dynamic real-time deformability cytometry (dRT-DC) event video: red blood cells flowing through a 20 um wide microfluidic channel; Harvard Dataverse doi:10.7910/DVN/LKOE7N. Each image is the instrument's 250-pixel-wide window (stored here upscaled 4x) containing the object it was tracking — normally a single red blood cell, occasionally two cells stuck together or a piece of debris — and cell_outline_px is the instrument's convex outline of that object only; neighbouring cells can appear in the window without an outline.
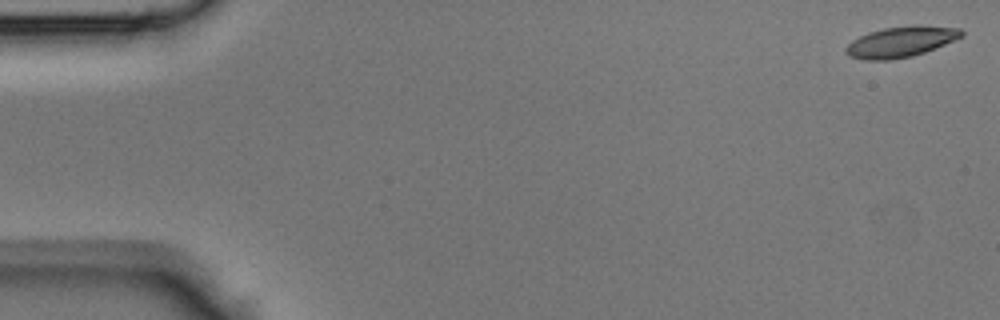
{"species": "Egyptian fruit bat (a non-hibernating species)", "species_latin": "Rousettus aegyptiacus", "temperature_condition": "room temperature", "stored_images_in_passage": 43, "camera_frame_rate_fps": 3000, "um_per_image_px": 0.085, "animal": {"sex": "male"}, "frame": {"image": 1, "passage_image": 1, "time_ms": 0.0, "image_size_px": [1000, 320], "cell_outline_px": [[964, 36], [924, 52], [912, 56], [888, 60], [864, 60], [848, 56], [844, 52], [844, 48], [852, 40], [868, 32], [884, 28], [916, 24], [960, 28], [964, 32]], "centroid_in_image_um": [76.55, 3.54], "position_along_channel_um": 8.4, "area_um2": 20.81}}
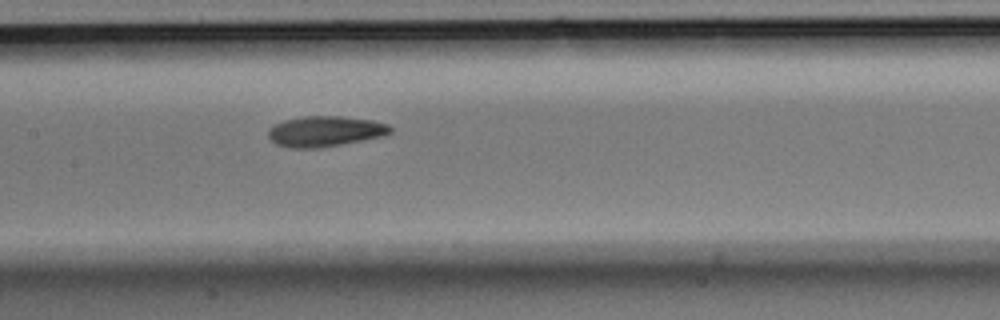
{"frame": {"image": 2, "passage_image": 21, "time_ms": 6.667, "image_size_px": [1000, 320], "cell_outline_px": [[392, 132], [380, 136], [320, 148], [288, 148], [276, 144], [268, 136], [268, 128], [284, 120], [304, 116], [340, 116], [372, 120], [388, 124], [392, 128]], "centroid_in_image_um": [27.6, 11.16], "position_along_channel_um": 179.8, "area_um2": 21.56}}
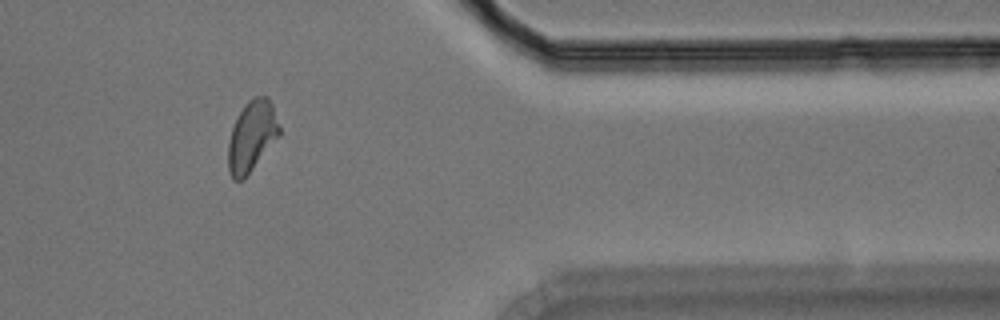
{"frame": {"image": 3, "passage_image": 36, "time_ms": 11.667, "image_size_px": [1000, 320], "cell_outline_px": [[280, 136], [244, 180], [232, 180], [228, 168], [228, 140], [232, 128], [244, 104], [252, 96], [268, 96], [272, 104], [280, 128]], "centroid_in_image_um": [21.41, 11.59], "position_along_channel_um": 390.0, "area_um2": 21.33}}